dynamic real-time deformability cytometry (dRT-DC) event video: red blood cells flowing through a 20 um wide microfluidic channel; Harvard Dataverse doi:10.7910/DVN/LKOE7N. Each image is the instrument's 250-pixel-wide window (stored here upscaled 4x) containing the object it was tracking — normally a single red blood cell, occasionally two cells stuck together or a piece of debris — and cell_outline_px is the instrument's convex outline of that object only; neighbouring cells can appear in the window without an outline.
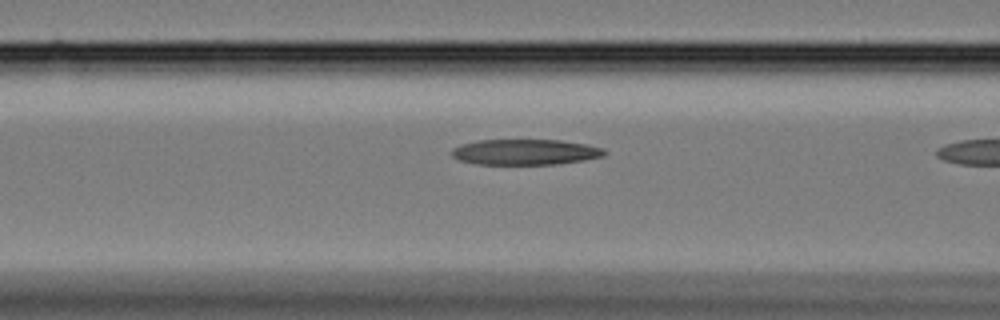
{"species": "Egyptian fruit bat (a non-hibernating species)", "species_latin": "Rousettus aegyptiacus", "temperature_condition": "cold", "stored_images_in_passage": 6, "camera_frame_rate_fps": 3000, "um_per_image_px": 0.085, "animal": {"sex": "female"}, "frame": {"image": 1, "passage_image": 5, "time_ms": 1.333, "image_size_px": [1000, 320], "cell_outline_px": [[608, 152], [604, 156], [584, 160], [556, 164], [476, 164], [460, 160], [452, 156], [452, 148], [460, 144], [476, 140], [560, 140], [584, 144], [604, 148]], "centroid_in_image_um": [44.64, 12.92], "position_along_channel_um": 122.0, "area_um2": 22.83}}